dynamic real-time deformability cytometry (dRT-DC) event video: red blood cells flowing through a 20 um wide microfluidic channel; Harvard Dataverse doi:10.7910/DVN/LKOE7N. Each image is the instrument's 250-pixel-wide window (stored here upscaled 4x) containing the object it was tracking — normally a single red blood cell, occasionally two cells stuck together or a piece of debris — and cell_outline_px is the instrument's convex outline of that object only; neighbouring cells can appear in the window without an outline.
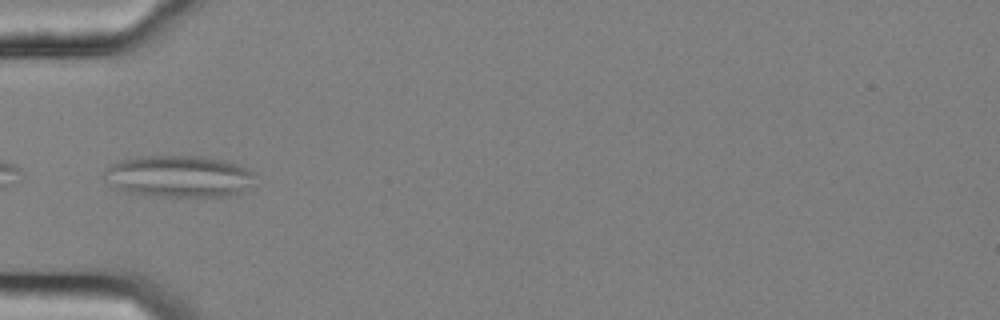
{"species": "common noctule bat (a hibernating species)", "species_latin": "Nyctalus noctula", "temperature_condition": "cold", "stored_images_in_passage": 32, "camera_frame_rate_fps": 3000, "um_per_image_px": 0.085, "animal": {"sex": "female", "body_mass_g": 25.1}, "frame": {"image": 1, "passage_image": 1, "time_ms": 0.0, "image_size_px": [1000, 320], "cell_outline_px": [[256, 176], [244, 192], [228, 196], [156, 196], [128, 192], [116, 188], [104, 172], [112, 164], [120, 160], [136, 156], [204, 156], [224, 160], [248, 168], [256, 172]], "centroid_in_image_um": [15.29, 14.98], "position_along_channel_um": 69.7, "area_um2": 36.59}, "authors_computed_cell_mechanics": {"area_um2": 24.5939, "velocity_mm_per_s": 3.6161, "shape_relaxation_time_tau1_ms": null, "shape_relaxation_time_tau2_ms": 2.517, "deformation_change_tau1": null, "deformation_change_tau2": 0.1117}}